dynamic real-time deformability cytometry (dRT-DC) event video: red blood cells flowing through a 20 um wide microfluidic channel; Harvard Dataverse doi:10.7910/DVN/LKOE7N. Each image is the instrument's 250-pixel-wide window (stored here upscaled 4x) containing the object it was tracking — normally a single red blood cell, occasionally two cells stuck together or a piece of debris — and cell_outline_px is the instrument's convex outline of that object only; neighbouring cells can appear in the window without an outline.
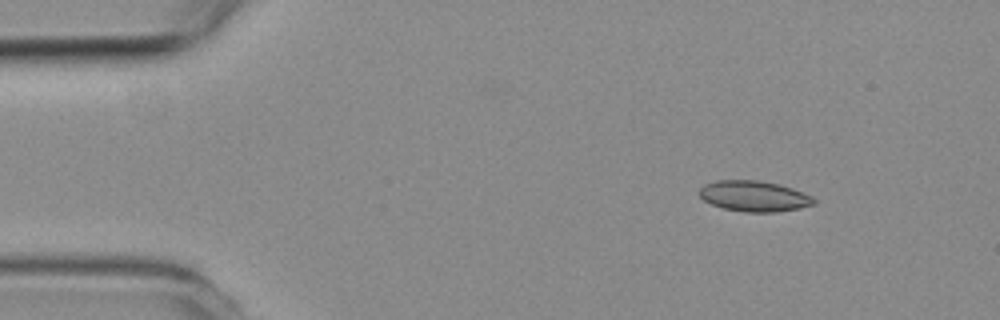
{"species": "common noctule bat (a hibernating species)", "species_latin": "Nyctalus noctula", "temperature_condition": "room temperature", "stored_images_in_passage": 4, "camera_frame_rate_fps": 3000, "um_per_image_px": 0.085, "animal": {"sex": "female", "body_mass_g": 19.3, "forearm_length_mm": 54.1}, "frame": {"image": 1, "passage_image": 1, "time_ms": 0.0, "image_size_px": [1000, 320], "cell_outline_px": [[816, 204], [800, 208], [776, 212], [744, 212], [724, 208], [712, 204], [704, 200], [700, 196], [700, 188], [704, 184], [716, 180], [756, 180], [780, 184], [792, 188], [812, 196], [816, 200]], "centroid_in_image_um": [64.12, 16.67], "position_along_channel_um": 20.9, "area_um2": 20.52}}
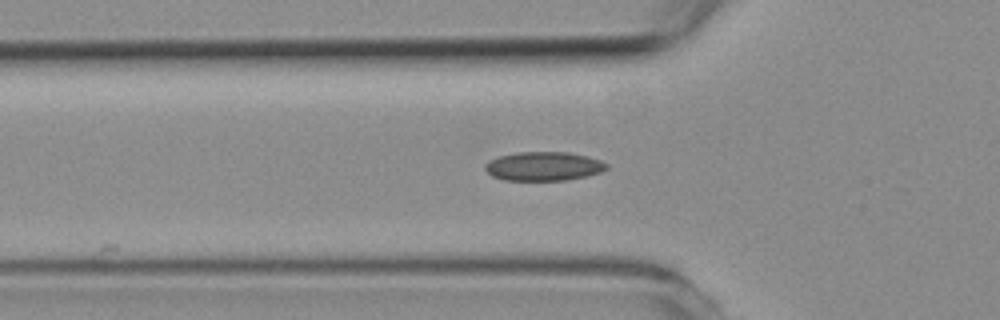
{"frame": {"image": 2, "passage_image": 4, "time_ms": 3.667, "image_size_px": [1000, 320], "cell_outline_px": [[608, 168], [600, 172], [588, 176], [564, 180], [504, 180], [492, 176], [484, 168], [484, 164], [488, 160], [500, 156], [520, 152], [568, 152], [588, 156], [600, 160], [608, 164]], "centroid_in_image_um": [46.21, 14.13], "position_along_channel_um": 79.6, "area_um2": 20.52}}